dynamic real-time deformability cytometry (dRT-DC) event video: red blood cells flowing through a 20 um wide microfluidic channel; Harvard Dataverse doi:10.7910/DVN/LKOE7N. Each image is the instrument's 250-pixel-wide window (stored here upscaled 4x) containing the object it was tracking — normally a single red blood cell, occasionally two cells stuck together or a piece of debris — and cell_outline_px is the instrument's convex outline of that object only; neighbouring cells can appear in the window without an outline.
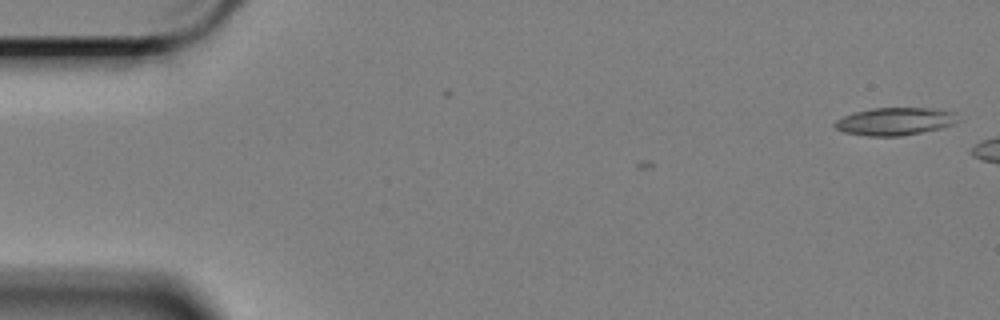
{"species": "Egyptian fruit bat (a non-hibernating species)", "species_latin": "Rousettus aegyptiacus", "temperature_condition": "cold", "stored_images_in_passage": 3, "camera_frame_rate_fps": 3000, "um_per_image_px": 0.085, "animal": {"sex": "female"}, "frame": {"image": 1, "passage_image": 3, "time_ms": 0.667, "image_size_px": [1000, 320], "cell_outline_px": [[956, 120], [952, 124], [940, 128], [900, 136], [868, 136], [844, 132], [836, 128], [832, 124], [836, 120], [852, 112], [872, 108], [932, 108], [956, 112]], "centroid_in_image_um": [76.02, 10.31], "position_along_channel_um": 9.0, "area_um2": 19.71}}